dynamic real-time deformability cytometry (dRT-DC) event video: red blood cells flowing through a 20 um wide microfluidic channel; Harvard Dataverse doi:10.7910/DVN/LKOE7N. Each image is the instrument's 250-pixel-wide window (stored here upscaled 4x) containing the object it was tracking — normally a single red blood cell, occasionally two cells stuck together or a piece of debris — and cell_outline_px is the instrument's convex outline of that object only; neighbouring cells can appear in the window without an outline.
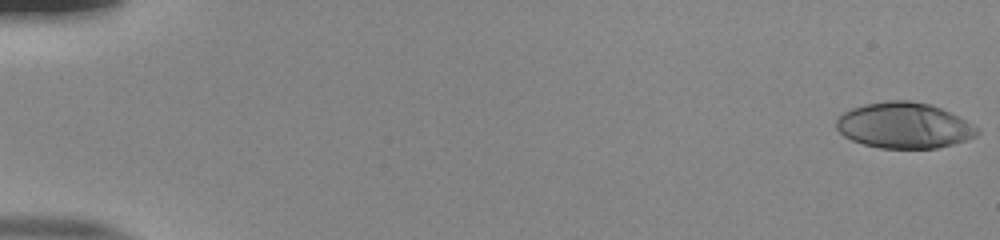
{"species": "human", "species_latin": "Homo sapiens", "temperature_condition": "room temperature", "stored_images_in_passage": 54, "camera_frame_rate_fps": 3000, "um_per_image_px": 0.085, "donor": {"sex": "male"}, "frame": {"image": 1, "passage_image": 1, "time_ms": 0.0, "image_size_px": [1000, 240], "cell_outline_px": [[980, 132], [976, 136], [952, 144], [936, 148], [880, 148], [864, 144], [852, 140], [844, 136], [836, 128], [836, 120], [844, 112], [852, 108], [864, 104], [888, 100], [908, 100], [928, 104], [940, 108], [980, 128]], "centroid_in_image_um": [76.83, 10.66], "position_along_channel_um": 8.2, "area_um2": 37.28}}
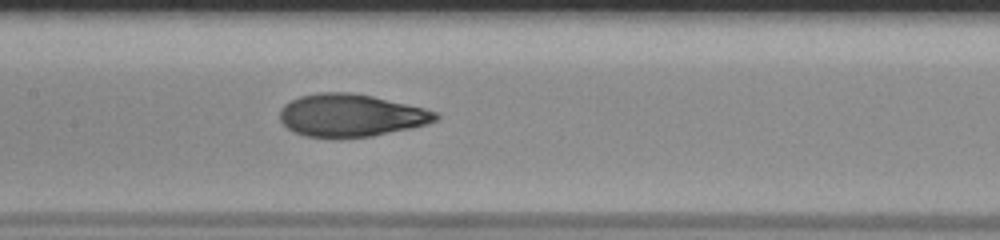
{"frame": {"image": 2, "passage_image": 28, "time_ms": 9.0, "image_size_px": [1000, 240], "cell_outline_px": [[440, 120], [428, 124], [372, 136], [340, 140], [304, 136], [288, 128], [280, 120], [280, 108], [284, 104], [300, 96], [320, 92], [352, 92], [372, 96], [424, 108], [436, 112], [440, 116]], "centroid_in_image_um": [29.82, 9.83], "position_along_channel_um": 177.6, "area_um2": 39.19}}
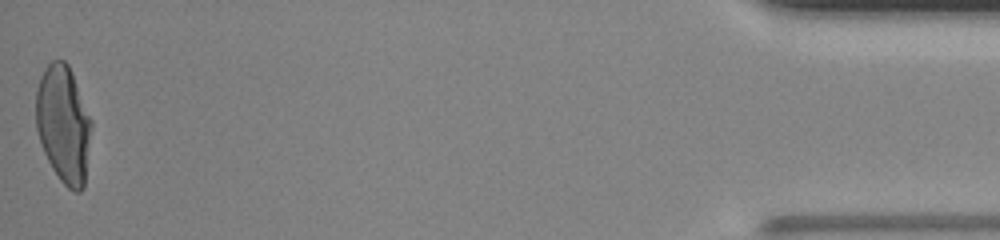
{"frame": {"image": 3, "passage_image": 54, "time_ms": 17.667, "image_size_px": [1000, 240], "cell_outline_px": [[92, 128], [84, 188], [80, 192], [76, 192], [68, 188], [60, 180], [52, 168], [44, 152], [36, 128], [36, 92], [40, 76], [44, 68], [52, 60], [64, 60], [68, 64], [72, 72], [92, 120]], "centroid_in_image_um": [5.4, 10.55], "position_along_channel_um": 429.8, "area_um2": 38.15}, "authors_computed_cell_mechanics": {"area_um2": 37.859, "velocity_mm_per_s": 3.9079, "shape_relaxation_time_tau1_ms": 7.199, "shape_relaxation_time_tau2_ms": 0.7225, "deformation_change_tau1": 0.3045, "deformation_change_tau2": 0.06}}